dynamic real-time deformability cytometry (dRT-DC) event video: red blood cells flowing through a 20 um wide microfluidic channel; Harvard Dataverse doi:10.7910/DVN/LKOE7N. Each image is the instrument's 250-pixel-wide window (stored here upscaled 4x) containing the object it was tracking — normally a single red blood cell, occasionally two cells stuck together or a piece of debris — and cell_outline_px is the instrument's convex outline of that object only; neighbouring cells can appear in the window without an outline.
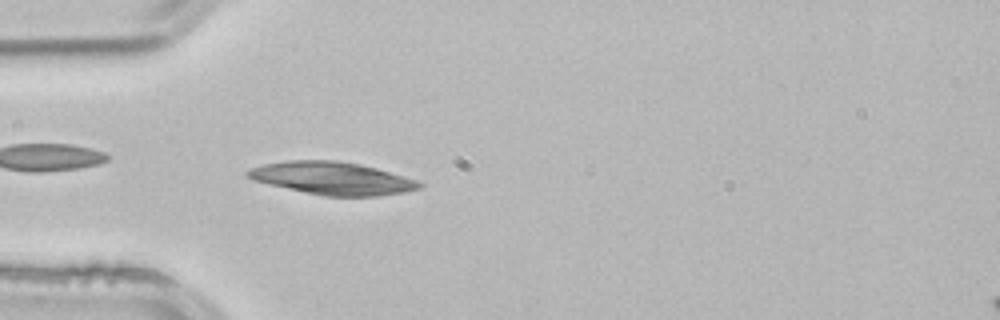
{"species": "common noctule bat (a hibernating species)", "species_latin": "Nyctalus noctula", "temperature_condition": "room temperature", "stored_images_in_passage": 3, "camera_frame_rate_fps": 3000, "um_per_image_px": 0.085, "animal": {"sex": "male", "body_mass_g": 21.5, "forearm_length_mm": 52.0}, "frame": {"image": 1, "passage_image": 3, "time_ms": 0.667, "image_size_px": [1000, 320], "cell_outline_px": [[424, 184], [420, 188], [404, 192], [380, 196], [324, 196], [268, 184], [252, 180], [244, 172], [248, 168], [264, 164], [288, 160], [336, 160], [360, 164], [376, 168], [420, 180]], "centroid_in_image_um": [28.26, 15.15], "position_along_channel_um": 56.7, "area_um2": 32.83}}